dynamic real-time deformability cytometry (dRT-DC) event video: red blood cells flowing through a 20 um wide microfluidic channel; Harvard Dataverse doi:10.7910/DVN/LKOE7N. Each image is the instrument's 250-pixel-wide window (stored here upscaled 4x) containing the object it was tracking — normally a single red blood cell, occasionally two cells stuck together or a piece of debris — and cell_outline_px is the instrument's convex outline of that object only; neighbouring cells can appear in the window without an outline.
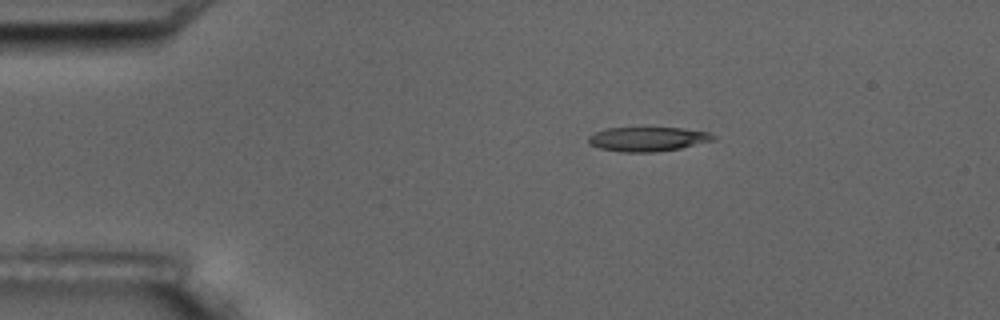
{"species": "common noctule bat (a hibernating species)", "species_latin": "Nyctalus noctula", "temperature_condition": "room temperature", "stored_images_in_passage": 2, "camera_frame_rate_fps": 3000, "um_per_image_px": 0.085, "animal": {"sex": "male", "body_mass_g": 17.5, "forearm_length_mm": 52.3}, "frame": {"image": 1, "passage_image": 1, "time_ms": 0.0, "image_size_px": [1000, 320], "cell_outline_px": [[716, 140], [680, 148], [656, 152], [620, 152], [600, 148], [588, 144], [588, 136], [596, 132], [608, 128], [680, 128], [708, 132], [716, 136]], "centroid_in_image_um": [55.06, 11.83], "position_along_channel_um": 29.9, "area_um2": 17.69}}